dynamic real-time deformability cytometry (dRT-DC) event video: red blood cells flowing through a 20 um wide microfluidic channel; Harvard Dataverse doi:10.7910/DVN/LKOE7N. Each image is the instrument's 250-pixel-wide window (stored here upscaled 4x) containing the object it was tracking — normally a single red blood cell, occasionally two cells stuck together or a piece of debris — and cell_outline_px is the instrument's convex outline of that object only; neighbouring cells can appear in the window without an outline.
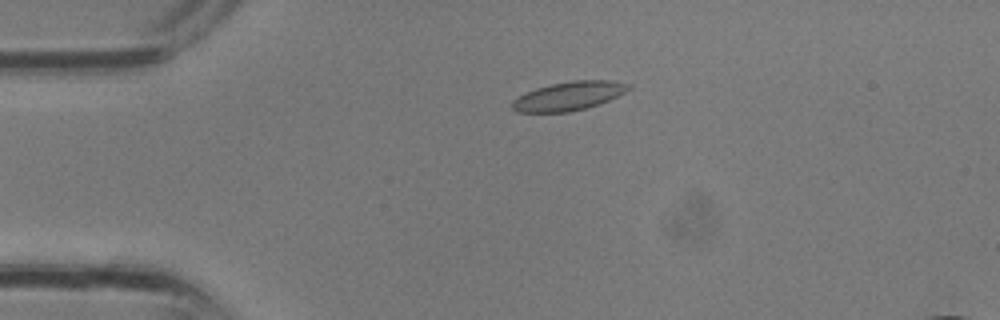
{"species": "common noctule bat (a hibernating species)", "species_latin": "Nyctalus noctula", "temperature_condition": "room temperature", "stored_images_in_passage": 4, "camera_frame_rate_fps": 3000, "um_per_image_px": 0.085, "animal": {"sex": "male", "body_mass_g": 13.3}, "frame": {"image": 1, "passage_image": 3, "time_ms": 0.667, "image_size_px": [1000, 320], "cell_outline_px": [[632, 88], [600, 104], [568, 112], [520, 112], [512, 108], [512, 100], [536, 88], [552, 84], [572, 80], [612, 80], [632, 84]], "centroid_in_image_um": [48.39, 8.15], "position_along_channel_um": 36.6, "area_um2": 19.31}}